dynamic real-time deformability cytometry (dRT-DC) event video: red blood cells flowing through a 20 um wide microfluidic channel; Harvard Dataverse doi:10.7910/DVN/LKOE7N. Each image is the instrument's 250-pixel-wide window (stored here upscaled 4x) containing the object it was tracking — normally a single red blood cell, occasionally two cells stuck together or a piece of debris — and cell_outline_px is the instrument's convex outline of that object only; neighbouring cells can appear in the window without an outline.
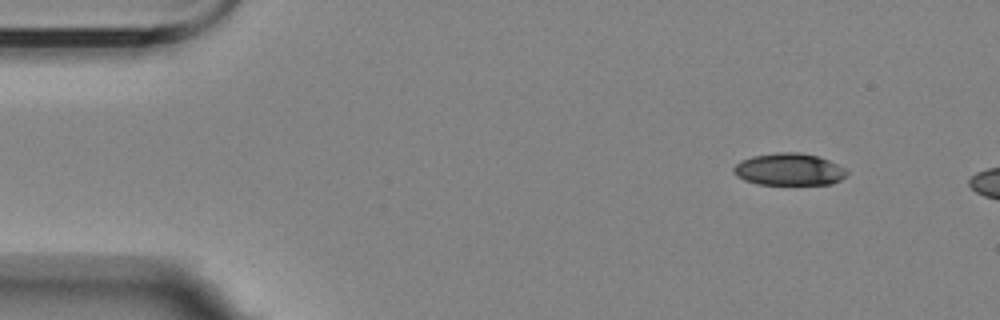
{"species": "Egyptian fruit bat (a non-hibernating species)", "species_latin": "Rousettus aegyptiacus", "temperature_condition": "room temperature", "stored_images_in_passage": 2, "camera_frame_rate_fps": 3000, "um_per_image_px": 0.085, "animal": {"sex": "female"}, "frame": {"image": 1, "passage_image": 1, "time_ms": 0.0, "image_size_px": [1000, 320], "cell_outline_px": [[848, 172], [840, 180], [832, 184], [756, 184], [744, 180], [736, 176], [732, 172], [732, 168], [740, 160], [752, 156], [776, 152], [800, 152], [816, 156], [828, 160], [844, 168]], "centroid_in_image_um": [67.01, 14.39], "position_along_channel_um": 18.0, "area_um2": 21.21}}